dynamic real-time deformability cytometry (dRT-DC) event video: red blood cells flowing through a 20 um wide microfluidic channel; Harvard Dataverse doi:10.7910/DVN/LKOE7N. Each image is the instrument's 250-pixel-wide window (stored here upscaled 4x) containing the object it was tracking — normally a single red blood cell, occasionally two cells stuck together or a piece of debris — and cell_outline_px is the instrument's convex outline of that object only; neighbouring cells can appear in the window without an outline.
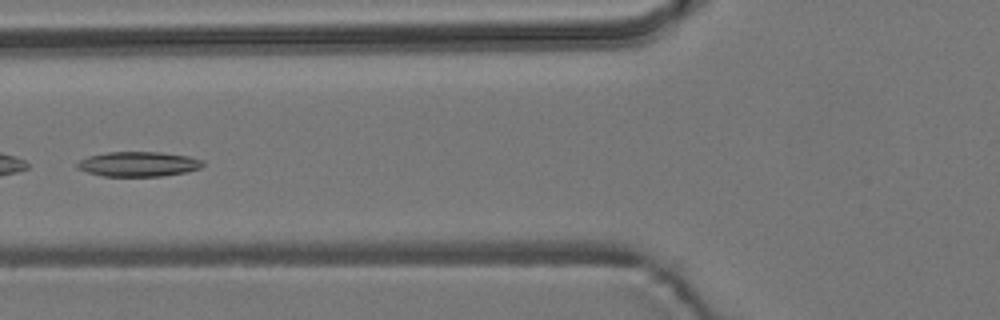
{"species": "common noctule bat (a hibernating species)", "species_latin": "Nyctalus noctula", "temperature_condition": "room temperature", "stored_images_in_passage": 9, "camera_frame_rate_fps": 3000, "um_per_image_px": 0.085, "animal": {"sex": "male", "body_mass_g": 19.2, "forearm_length_mm": 51.8}, "frame": {"image": 1, "passage_image": 6, "time_ms": 1.667, "image_size_px": [1000, 320], "cell_outline_px": [[204, 164], [200, 168], [188, 172], [164, 176], [104, 176], [88, 172], [76, 168], [76, 164], [80, 160], [88, 156], [108, 152], [160, 152], [188, 156], [204, 160]], "centroid_in_image_um": [11.79, 13.95], "position_along_channel_um": 114.0, "area_um2": 18.26}}
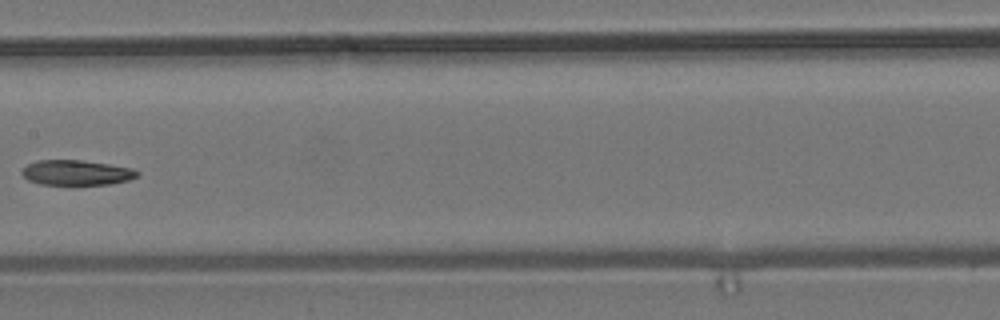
{"frame": {"image": 2, "passage_image": 8, "time_ms": 2.333, "image_size_px": [1000, 320], "cell_outline_px": [[140, 172], [136, 176], [128, 180], [108, 184], [40, 184], [28, 180], [20, 172], [28, 164], [36, 160], [80, 160], [108, 164], [132, 168]], "centroid_in_image_um": [6.48, 14.66], "position_along_channel_um": 200.9, "area_um2": 16.65}}
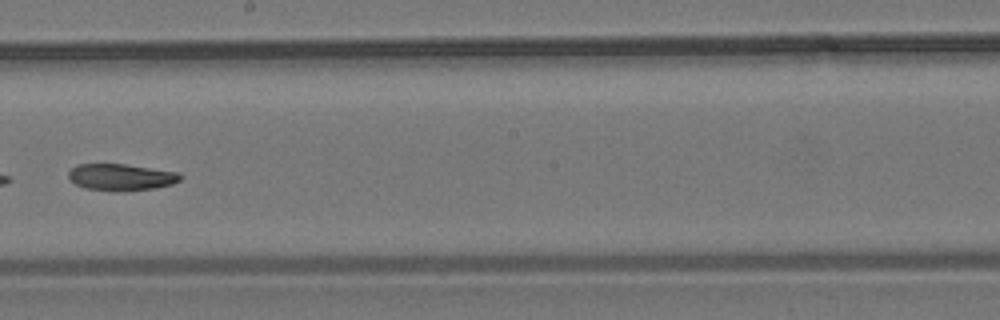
{"frame": {"image": 3, "passage_image": 9, "time_ms": 2.667, "image_size_px": [1000, 320], "cell_outline_px": [[184, 176], [180, 180], [172, 184], [156, 188], [84, 188], [76, 184], [68, 176], [68, 172], [76, 164], [124, 164], [180, 172]], "centroid_in_image_um": [10.33, 15.0], "position_along_channel_um": 237.9, "area_um2": 16.53}}